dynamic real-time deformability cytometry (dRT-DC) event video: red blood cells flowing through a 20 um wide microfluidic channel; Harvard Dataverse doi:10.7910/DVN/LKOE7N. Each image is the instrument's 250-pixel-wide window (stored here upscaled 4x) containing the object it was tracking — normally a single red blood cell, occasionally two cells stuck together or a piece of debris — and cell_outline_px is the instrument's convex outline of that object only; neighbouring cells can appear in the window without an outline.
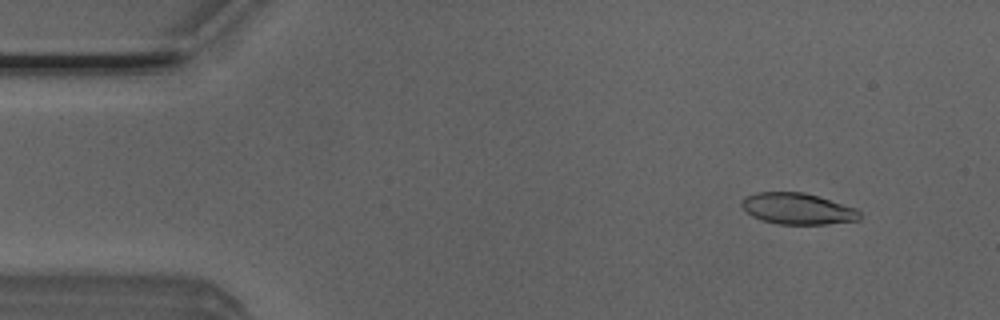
{"species": "Egyptian fruit bat (a non-hibernating species)", "species_latin": "Rousettus aegyptiacus", "temperature_condition": "room temperature", "stored_images_in_passage": 5, "camera_frame_rate_fps": 3000, "um_per_image_px": 0.085, "animal": {"sex": "male"}, "frame": {"image": 1, "passage_image": 2, "time_ms": 0.333, "image_size_px": [1000, 320], "cell_outline_px": [[860, 220], [824, 224], [780, 224], [764, 220], [752, 216], [740, 204], [740, 200], [756, 192], [804, 192], [856, 208], [860, 212]], "centroid_in_image_um": [67.8, 17.73], "position_along_channel_um": 17.2, "area_um2": 21.27}}
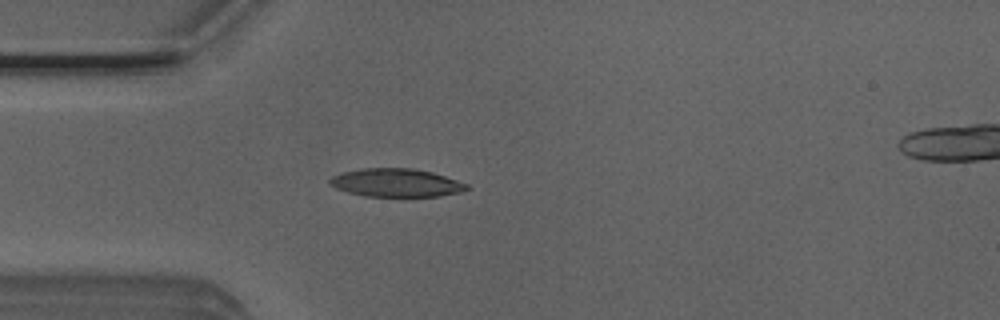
{"frame": {"image": 2, "passage_image": 4, "time_ms": 1.0, "image_size_px": [1000, 320], "cell_outline_px": [[472, 188], [460, 192], [440, 196], [364, 196], [348, 192], [336, 188], [328, 184], [328, 180], [332, 176], [340, 172], [360, 168], [412, 168], [432, 172], [468, 184]], "centroid_in_image_um": [33.65, 15.53], "position_along_channel_um": 51.4, "area_um2": 22.66}}